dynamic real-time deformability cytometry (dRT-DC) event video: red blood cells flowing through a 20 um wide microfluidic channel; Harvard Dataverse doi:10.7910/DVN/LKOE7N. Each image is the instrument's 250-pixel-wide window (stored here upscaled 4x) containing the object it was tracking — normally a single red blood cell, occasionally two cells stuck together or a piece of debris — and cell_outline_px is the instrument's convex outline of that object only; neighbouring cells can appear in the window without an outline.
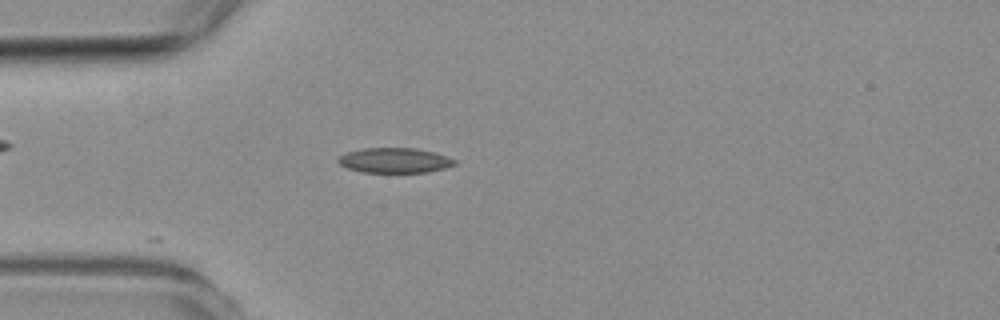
{"species": "common noctule bat (a hibernating species)", "species_latin": "Nyctalus noctula", "temperature_condition": "room temperature", "stored_images_in_passage": 1, "camera_frame_rate_fps": 3000, "um_per_image_px": 0.085, "animal": {"sex": "female", "body_mass_g": 19.3, "forearm_length_mm": 54.1}, "frame": {"image": 1, "passage_image": 1, "time_ms": 0.0, "image_size_px": [1000, 320], "cell_outline_px": [[460, 160], [456, 164], [444, 168], [428, 172], [364, 172], [348, 168], [340, 164], [336, 160], [340, 156], [348, 152], [364, 148], [416, 148], [448, 156]], "centroid_in_image_um": [33.6, 13.63], "position_along_channel_um": 51.4, "area_um2": 16.94}}